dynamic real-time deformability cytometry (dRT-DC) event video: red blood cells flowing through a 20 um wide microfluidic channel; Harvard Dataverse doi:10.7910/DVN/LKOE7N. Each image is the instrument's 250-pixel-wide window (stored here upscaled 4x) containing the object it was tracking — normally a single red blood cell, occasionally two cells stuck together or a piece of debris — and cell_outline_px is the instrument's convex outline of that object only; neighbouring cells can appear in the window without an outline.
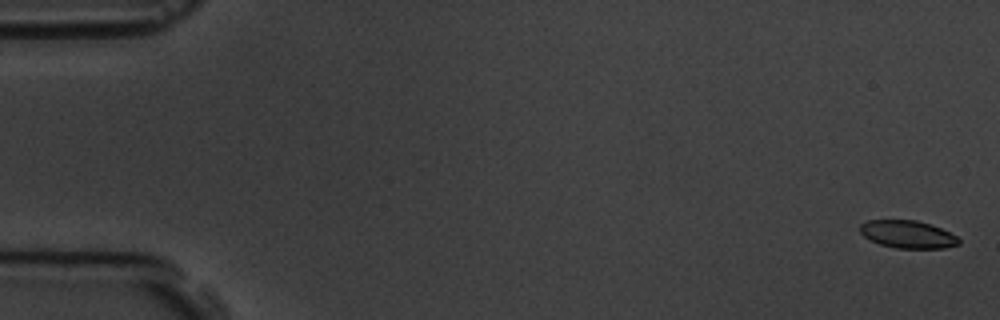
{"species": "common noctule bat (a hibernating species)", "species_latin": "Nyctalus noctula", "temperature_condition": "room temperature", "stored_images_in_passage": 5, "camera_frame_rate_fps": 3000, "um_per_image_px": 0.085, "animal": {"sex": "male", "body_mass_g": 19.5, "forearm_length_mm": 54.6}, "frame": {"image": 1, "passage_image": 1, "time_ms": 0.0, "image_size_px": [1000, 320], "cell_outline_px": [[960, 244], [944, 248], [896, 248], [880, 244], [868, 240], [860, 232], [860, 224], [868, 220], [916, 220], [940, 228], [956, 236], [960, 240]], "centroid_in_image_um": [77.12, 19.92], "position_along_channel_um": 7.9, "area_um2": 15.84}}